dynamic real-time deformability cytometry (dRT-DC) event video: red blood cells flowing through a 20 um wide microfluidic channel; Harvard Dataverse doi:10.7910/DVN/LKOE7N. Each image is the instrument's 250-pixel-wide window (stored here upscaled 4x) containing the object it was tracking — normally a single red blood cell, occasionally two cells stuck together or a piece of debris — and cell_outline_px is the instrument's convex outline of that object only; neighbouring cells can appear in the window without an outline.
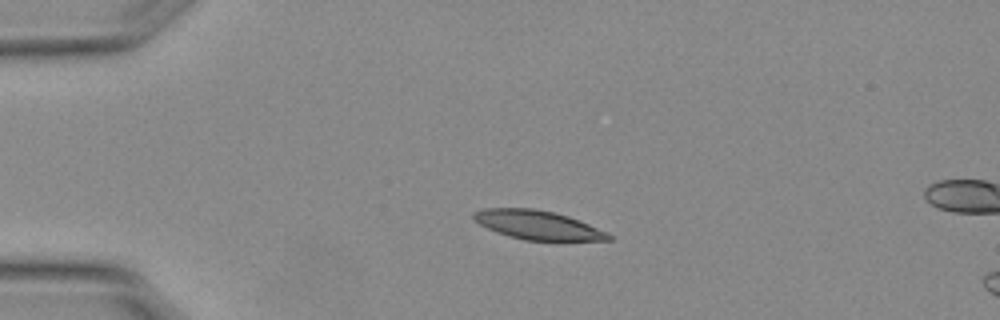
{"species": "Egyptian fruit bat (a non-hibernating species)", "species_latin": "Rousettus aegyptiacus", "temperature_condition": "warm", "stored_images_in_passage": 19, "camera_frame_rate_fps": 3000, "um_per_image_px": 0.085, "animal": {"sex": "female"}, "frame": {"image": 1, "passage_image": 14, "time_ms": 4.333, "image_size_px": [1000, 320], "cell_outline_px": [[612, 240], [524, 240], [508, 236], [496, 232], [480, 224], [472, 216], [472, 212], [484, 208], [532, 208], [552, 212], [568, 216], [580, 220], [608, 232], [612, 236]], "centroid_in_image_um": [45.71, 19.12], "position_along_channel_um": 39.3, "area_um2": 22.66}}